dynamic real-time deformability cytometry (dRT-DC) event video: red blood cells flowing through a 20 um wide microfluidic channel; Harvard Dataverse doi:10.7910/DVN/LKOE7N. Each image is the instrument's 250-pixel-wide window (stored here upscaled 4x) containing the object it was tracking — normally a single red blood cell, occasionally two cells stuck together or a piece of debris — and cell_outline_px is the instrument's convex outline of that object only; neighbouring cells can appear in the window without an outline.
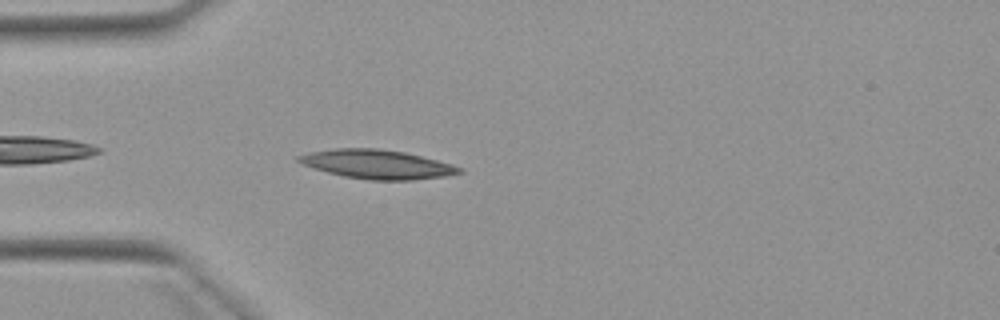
{"species": "Egyptian fruit bat (a non-hibernating species)", "species_latin": "Rousettus aegyptiacus", "temperature_condition": "warm", "stored_images_in_passage": 3, "camera_frame_rate_fps": 3000, "um_per_image_px": 0.085, "animal": {"sex": "female"}, "frame": {"image": 1, "passage_image": 3, "time_ms": 2.333, "image_size_px": [1000, 320], "cell_outline_px": [[464, 172], [448, 176], [412, 180], [368, 180], [344, 176], [328, 172], [304, 164], [296, 160], [296, 156], [308, 152], [332, 148], [376, 148], [404, 152], [452, 164], [464, 168]], "centroid_in_image_um": [32.08, 13.96], "position_along_channel_um": 52.9, "area_um2": 27.17}}